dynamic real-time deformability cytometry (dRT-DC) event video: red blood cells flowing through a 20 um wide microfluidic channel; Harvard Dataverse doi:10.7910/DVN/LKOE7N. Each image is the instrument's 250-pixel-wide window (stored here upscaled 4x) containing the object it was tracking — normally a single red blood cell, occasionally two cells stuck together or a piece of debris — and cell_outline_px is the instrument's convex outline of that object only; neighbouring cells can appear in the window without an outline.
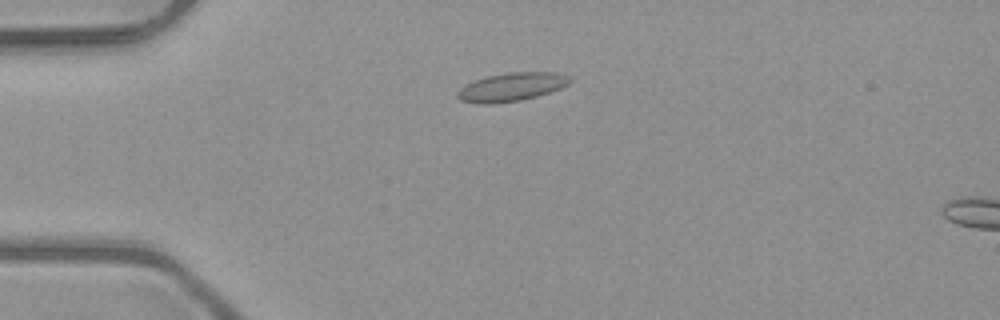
{"species": "common noctule bat (a hibernating species)", "species_latin": "Nyctalus noctula", "temperature_condition": "room temperature", "stored_images_in_passage": 7, "camera_frame_rate_fps": 3000, "um_per_image_px": 0.085, "animal": {"sex": "male", "body_mass_g": 23.1, "forearm_length_mm": 52.7}, "frame": {"image": 1, "passage_image": 4, "time_ms": 1.0, "image_size_px": [1000, 320], "cell_outline_px": [[572, 80], [568, 84], [560, 88], [536, 96], [520, 100], [492, 104], [476, 104], [460, 100], [456, 96], [456, 92], [464, 84], [484, 76], [508, 72], [556, 72], [568, 76]], "centroid_in_image_um": [43.41, 7.39], "position_along_channel_um": 41.6, "area_um2": 18.79}}